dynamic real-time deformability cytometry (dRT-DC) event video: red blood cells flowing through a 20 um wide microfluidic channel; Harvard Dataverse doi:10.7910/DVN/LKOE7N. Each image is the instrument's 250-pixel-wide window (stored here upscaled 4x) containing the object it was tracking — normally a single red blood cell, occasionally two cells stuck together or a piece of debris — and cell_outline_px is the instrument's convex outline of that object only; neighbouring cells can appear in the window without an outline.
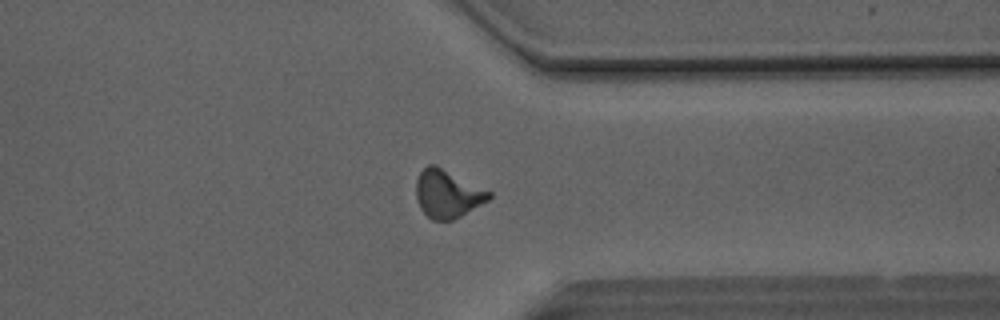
{"species": "Egyptian fruit bat (a non-hibernating species)", "species_latin": "Rousettus aegyptiacus", "temperature_condition": "room temperature", "stored_images_in_passage": 49, "camera_frame_rate_fps": 3000, "um_per_image_px": 0.085, "animal": {"sex": "male"}, "frame": {"image": 1, "passage_image": 38, "time_ms": 12.333, "image_size_px": [1000, 320], "cell_outline_px": [[492, 196], [488, 200], [460, 216], [452, 220], [432, 220], [420, 208], [416, 200], [416, 180], [420, 172], [428, 164], [436, 164], [492, 192]], "centroid_in_image_um": [38.02, 16.46], "position_along_channel_um": 373.4, "area_um2": 20.35}}
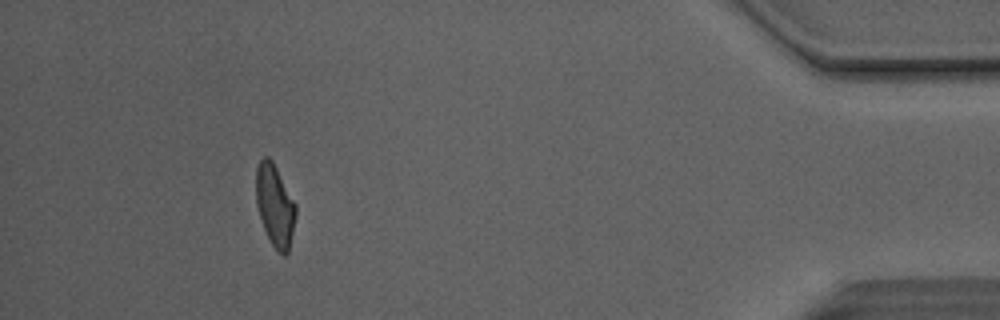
{"frame": {"image": 2, "passage_image": 45, "time_ms": 14.667, "image_size_px": [1000, 320], "cell_outline_px": [[296, 216], [288, 252], [284, 256], [272, 244], [264, 228], [256, 204], [256, 168], [260, 160], [264, 156], [268, 156], [272, 160], [296, 204]], "centroid_in_image_um": [23.37, 17.43], "position_along_channel_um": 411.8, "area_um2": 18.73}, "authors_computed_cell_mechanics": {"area_um2": 19.8254, "velocity_mm_per_s": 4.1344, "shape_relaxation_time_tau1_ms": 5.7458, "shape_relaxation_time_tau2_ms": 1.5053, "deformation_change_tau1": 0.1687, "deformation_change_tau2": 0.0876}}